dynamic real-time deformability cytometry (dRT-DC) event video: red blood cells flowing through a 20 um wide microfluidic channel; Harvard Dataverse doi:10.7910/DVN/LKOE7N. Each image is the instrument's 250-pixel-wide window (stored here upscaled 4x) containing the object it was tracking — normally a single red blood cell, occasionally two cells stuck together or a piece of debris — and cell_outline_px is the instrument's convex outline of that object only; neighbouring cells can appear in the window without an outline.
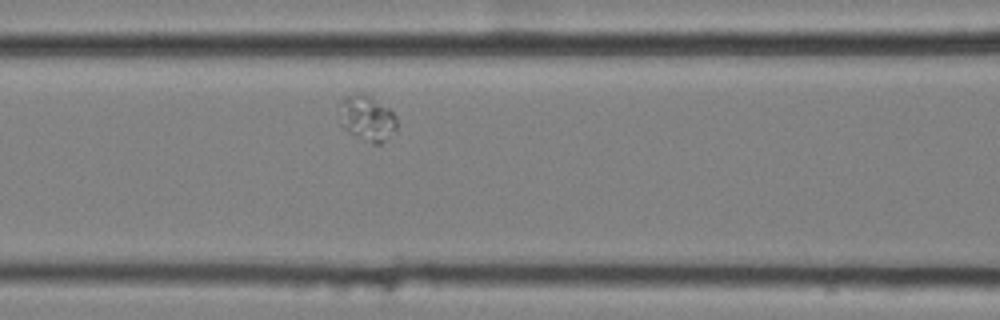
{"species": "common noctule bat (a hibernating species)", "species_latin": "Nyctalus noctula", "temperature_condition": "cold", "stored_images_in_passage": 44, "segment_of_instrument_passage": [2, 2], "camera_frame_rate_fps": 3000, "um_per_image_px": 0.085, "animal": {"sex": "female", "body_mass_g": 25.1}, "frame": {"image": 1, "passage_image": 11, "time_ms": 3.333, "image_size_px": [1000, 320], "cell_outline_px": [[396, 128], [380, 144], [372, 144], [344, 128], [340, 124], [344, 100], [348, 96], [356, 92], [364, 92], [388, 108], [396, 116]], "centroid_in_image_um": [31.24, 10.04], "position_along_channel_um": 135.4, "area_um2": 14.57}}
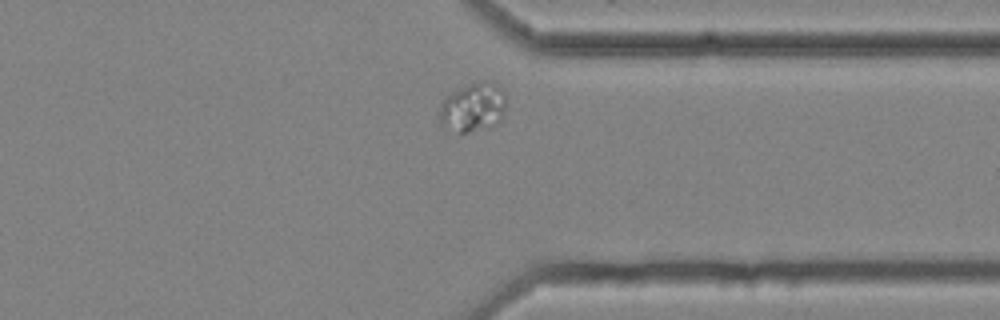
{"frame": {"image": 2, "passage_image": 32, "time_ms": 10.333, "image_size_px": [1000, 320], "cell_outline_px": [[504, 112], [500, 120], [496, 124], [468, 132], [460, 132], [440, 124], [440, 104], [448, 96], [460, 88], [484, 80], [496, 84], [504, 92]], "centroid_in_image_um": [40.21, 9.12], "position_along_channel_um": 371.2, "area_um2": 18.38}}
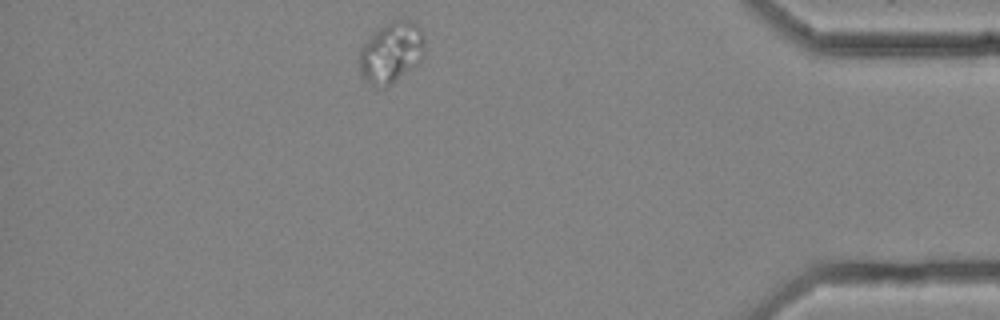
{"frame": {"image": 3, "passage_image": 38, "time_ms": 12.333, "image_size_px": [1000, 320], "cell_outline_px": [[424, 56], [416, 64], [392, 84], [372, 84], [360, 76], [360, 48], [384, 24], [396, 20], [408, 20], [416, 24], [420, 28], [424, 36]], "centroid_in_image_um": [33.28, 4.43], "position_along_channel_um": 401.9, "area_um2": 22.54}}